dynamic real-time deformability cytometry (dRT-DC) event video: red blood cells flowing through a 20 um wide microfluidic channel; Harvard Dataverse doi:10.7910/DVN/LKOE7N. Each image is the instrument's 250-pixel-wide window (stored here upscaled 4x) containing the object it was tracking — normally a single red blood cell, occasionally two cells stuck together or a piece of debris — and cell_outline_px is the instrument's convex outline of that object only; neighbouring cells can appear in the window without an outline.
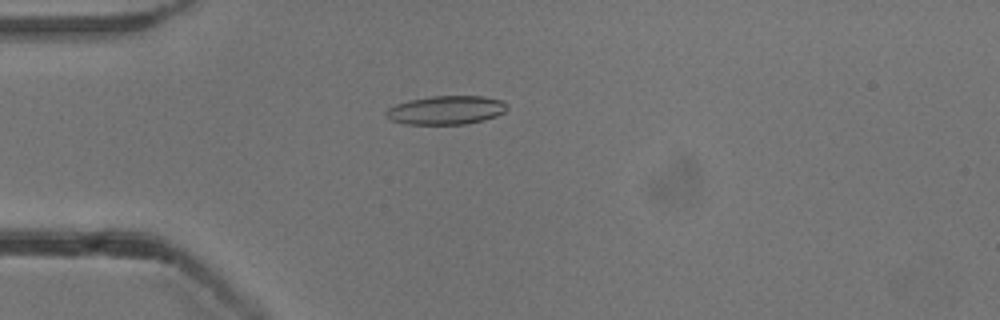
{"species": "common noctule bat (a hibernating species)", "species_latin": "Nyctalus noctula", "temperature_condition": "cold", "stored_images_in_passage": 47, "camera_frame_rate_fps": 3000, "um_per_image_px": 0.085, "animal": {"sex": "male", "body_mass_g": 13.3}, "frame": {"image": 1, "passage_image": 8, "time_ms": 2.333, "image_size_px": [1000, 320], "cell_outline_px": [[508, 108], [504, 112], [496, 116], [484, 120], [464, 124], [404, 124], [392, 120], [384, 112], [388, 108], [396, 104], [408, 100], [432, 96], [484, 96], [500, 100], [508, 104]], "centroid_in_image_um": [37.93, 9.35], "position_along_channel_um": 47.1, "area_um2": 20.23}}
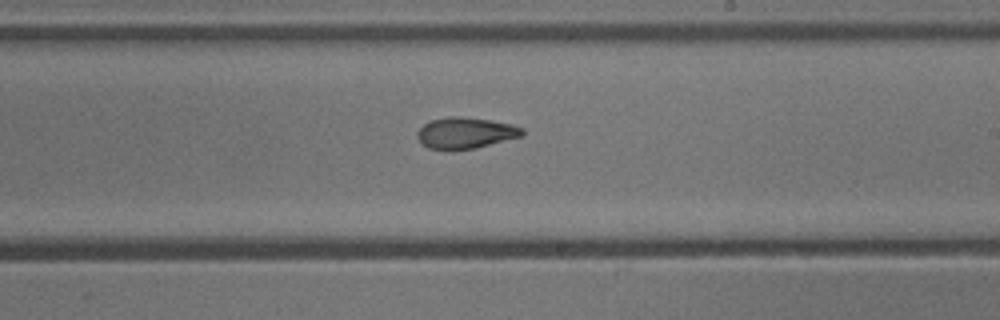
{"frame": {"image": 2, "passage_image": 25, "time_ms": 8.0, "image_size_px": [1000, 320], "cell_outline_px": [[524, 132], [520, 136], [476, 148], [428, 148], [416, 136], [416, 132], [424, 124], [432, 120], [448, 116], [460, 116], [488, 120], [512, 124], [524, 128]], "centroid_in_image_um": [39.57, 11.27], "position_along_channel_um": 249.4, "area_um2": 18.55}}
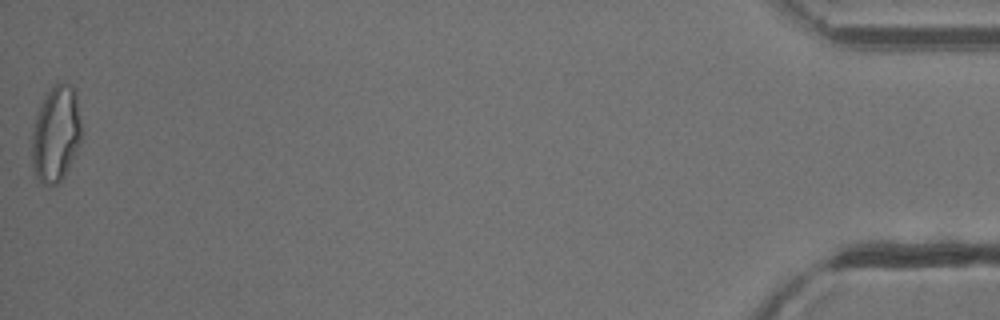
{"frame": {"image": 3, "passage_image": 47, "time_ms": 15.333, "image_size_px": [1000, 320], "cell_outline_px": [[80, 140], [68, 168], [64, 176], [56, 184], [48, 188], [36, 176], [32, 164], [32, 132], [36, 112], [48, 92], [60, 80], [72, 84], [76, 92], [80, 120]], "centroid_in_image_um": [4.74, 11.36], "position_along_channel_um": 430.5, "area_um2": 27.63}, "authors_computed_cell_mechanics": {"area_um2": 19.7676, "velocity_mm_per_s": 3.8446, "shape_relaxation_time_tau1_ms": 6.0603, "shape_relaxation_time_tau2_ms": 2.0244, "deformation_change_tau1": 0.1839, "deformation_change_tau2": 0.0784}}